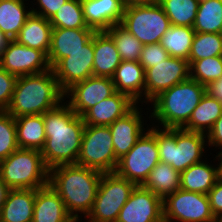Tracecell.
<instances>
[{
    "mask_svg": "<svg viewBox=\"0 0 222 222\" xmlns=\"http://www.w3.org/2000/svg\"><path fill=\"white\" fill-rule=\"evenodd\" d=\"M65 103L43 114L46 141L41 155L49 170L76 164L81 148L85 123Z\"/></svg>",
    "mask_w": 222,
    "mask_h": 222,
    "instance_id": "1",
    "label": "cell"
},
{
    "mask_svg": "<svg viewBox=\"0 0 222 222\" xmlns=\"http://www.w3.org/2000/svg\"><path fill=\"white\" fill-rule=\"evenodd\" d=\"M102 172L77 164L60 165L49 170V185L63 200L67 212L86 218L97 196Z\"/></svg>",
    "mask_w": 222,
    "mask_h": 222,
    "instance_id": "2",
    "label": "cell"
},
{
    "mask_svg": "<svg viewBox=\"0 0 222 222\" xmlns=\"http://www.w3.org/2000/svg\"><path fill=\"white\" fill-rule=\"evenodd\" d=\"M52 69L18 77L7 112L14 118L44 114L66 99Z\"/></svg>",
    "mask_w": 222,
    "mask_h": 222,
    "instance_id": "3",
    "label": "cell"
},
{
    "mask_svg": "<svg viewBox=\"0 0 222 222\" xmlns=\"http://www.w3.org/2000/svg\"><path fill=\"white\" fill-rule=\"evenodd\" d=\"M205 94L206 86L189 78L157 96L150 117L165 129L183 128Z\"/></svg>",
    "mask_w": 222,
    "mask_h": 222,
    "instance_id": "4",
    "label": "cell"
},
{
    "mask_svg": "<svg viewBox=\"0 0 222 222\" xmlns=\"http://www.w3.org/2000/svg\"><path fill=\"white\" fill-rule=\"evenodd\" d=\"M206 134L183 128L157 129L156 143L161 162L167 163L180 173L202 161Z\"/></svg>",
    "mask_w": 222,
    "mask_h": 222,
    "instance_id": "5",
    "label": "cell"
},
{
    "mask_svg": "<svg viewBox=\"0 0 222 222\" xmlns=\"http://www.w3.org/2000/svg\"><path fill=\"white\" fill-rule=\"evenodd\" d=\"M0 177L10 189H40L49 185V169L41 151L18 148L0 161Z\"/></svg>",
    "mask_w": 222,
    "mask_h": 222,
    "instance_id": "6",
    "label": "cell"
},
{
    "mask_svg": "<svg viewBox=\"0 0 222 222\" xmlns=\"http://www.w3.org/2000/svg\"><path fill=\"white\" fill-rule=\"evenodd\" d=\"M120 24L143 45L159 43L164 32L171 26L158 2L127 4Z\"/></svg>",
    "mask_w": 222,
    "mask_h": 222,
    "instance_id": "7",
    "label": "cell"
},
{
    "mask_svg": "<svg viewBox=\"0 0 222 222\" xmlns=\"http://www.w3.org/2000/svg\"><path fill=\"white\" fill-rule=\"evenodd\" d=\"M135 187L134 182L116 172L103 173L92 209L86 216L88 222H116Z\"/></svg>",
    "mask_w": 222,
    "mask_h": 222,
    "instance_id": "8",
    "label": "cell"
},
{
    "mask_svg": "<svg viewBox=\"0 0 222 222\" xmlns=\"http://www.w3.org/2000/svg\"><path fill=\"white\" fill-rule=\"evenodd\" d=\"M118 162L109 126L85 125L76 164L108 173L115 172Z\"/></svg>",
    "mask_w": 222,
    "mask_h": 222,
    "instance_id": "9",
    "label": "cell"
},
{
    "mask_svg": "<svg viewBox=\"0 0 222 222\" xmlns=\"http://www.w3.org/2000/svg\"><path fill=\"white\" fill-rule=\"evenodd\" d=\"M156 127L148 128L133 148L119 159L115 172L136 185H142L149 173L160 162L156 143Z\"/></svg>",
    "mask_w": 222,
    "mask_h": 222,
    "instance_id": "10",
    "label": "cell"
},
{
    "mask_svg": "<svg viewBox=\"0 0 222 222\" xmlns=\"http://www.w3.org/2000/svg\"><path fill=\"white\" fill-rule=\"evenodd\" d=\"M164 222H215L207 194L179 189L163 199Z\"/></svg>",
    "mask_w": 222,
    "mask_h": 222,
    "instance_id": "11",
    "label": "cell"
},
{
    "mask_svg": "<svg viewBox=\"0 0 222 222\" xmlns=\"http://www.w3.org/2000/svg\"><path fill=\"white\" fill-rule=\"evenodd\" d=\"M189 78V61L169 56L165 62H159L145 71L144 103L152 102L162 92Z\"/></svg>",
    "mask_w": 222,
    "mask_h": 222,
    "instance_id": "12",
    "label": "cell"
},
{
    "mask_svg": "<svg viewBox=\"0 0 222 222\" xmlns=\"http://www.w3.org/2000/svg\"><path fill=\"white\" fill-rule=\"evenodd\" d=\"M0 66L16 77L39 74L51 69L47 56L37 49L10 40L0 56Z\"/></svg>",
    "mask_w": 222,
    "mask_h": 222,
    "instance_id": "13",
    "label": "cell"
},
{
    "mask_svg": "<svg viewBox=\"0 0 222 222\" xmlns=\"http://www.w3.org/2000/svg\"><path fill=\"white\" fill-rule=\"evenodd\" d=\"M94 35L82 49L69 53L53 68L61 90L65 93L74 84L93 76Z\"/></svg>",
    "mask_w": 222,
    "mask_h": 222,
    "instance_id": "14",
    "label": "cell"
},
{
    "mask_svg": "<svg viewBox=\"0 0 222 222\" xmlns=\"http://www.w3.org/2000/svg\"><path fill=\"white\" fill-rule=\"evenodd\" d=\"M115 92L112 78L91 76L74 84L65 92L64 96L69 98L67 104L70 108L82 117L90 108Z\"/></svg>",
    "mask_w": 222,
    "mask_h": 222,
    "instance_id": "15",
    "label": "cell"
},
{
    "mask_svg": "<svg viewBox=\"0 0 222 222\" xmlns=\"http://www.w3.org/2000/svg\"><path fill=\"white\" fill-rule=\"evenodd\" d=\"M116 222H164L163 199L142 185H136Z\"/></svg>",
    "mask_w": 222,
    "mask_h": 222,
    "instance_id": "16",
    "label": "cell"
},
{
    "mask_svg": "<svg viewBox=\"0 0 222 222\" xmlns=\"http://www.w3.org/2000/svg\"><path fill=\"white\" fill-rule=\"evenodd\" d=\"M141 109L143 108H139L136 104L128 113L109 125L113 138L114 154L118 160L133 148L145 132Z\"/></svg>",
    "mask_w": 222,
    "mask_h": 222,
    "instance_id": "17",
    "label": "cell"
},
{
    "mask_svg": "<svg viewBox=\"0 0 222 222\" xmlns=\"http://www.w3.org/2000/svg\"><path fill=\"white\" fill-rule=\"evenodd\" d=\"M88 27L96 32L120 24L126 3L124 0H80Z\"/></svg>",
    "mask_w": 222,
    "mask_h": 222,
    "instance_id": "18",
    "label": "cell"
},
{
    "mask_svg": "<svg viewBox=\"0 0 222 222\" xmlns=\"http://www.w3.org/2000/svg\"><path fill=\"white\" fill-rule=\"evenodd\" d=\"M136 104L128 95L116 91L90 108L82 118L85 125L109 126L128 113Z\"/></svg>",
    "mask_w": 222,
    "mask_h": 222,
    "instance_id": "19",
    "label": "cell"
},
{
    "mask_svg": "<svg viewBox=\"0 0 222 222\" xmlns=\"http://www.w3.org/2000/svg\"><path fill=\"white\" fill-rule=\"evenodd\" d=\"M94 29L53 28L51 47L47 55L51 69L69 53L82 49L95 34Z\"/></svg>",
    "mask_w": 222,
    "mask_h": 222,
    "instance_id": "20",
    "label": "cell"
},
{
    "mask_svg": "<svg viewBox=\"0 0 222 222\" xmlns=\"http://www.w3.org/2000/svg\"><path fill=\"white\" fill-rule=\"evenodd\" d=\"M115 90L137 104L145 97V70L139 62L122 61L112 77Z\"/></svg>",
    "mask_w": 222,
    "mask_h": 222,
    "instance_id": "21",
    "label": "cell"
},
{
    "mask_svg": "<svg viewBox=\"0 0 222 222\" xmlns=\"http://www.w3.org/2000/svg\"><path fill=\"white\" fill-rule=\"evenodd\" d=\"M70 217L63 200L50 185L36 189L32 222H66Z\"/></svg>",
    "mask_w": 222,
    "mask_h": 222,
    "instance_id": "22",
    "label": "cell"
},
{
    "mask_svg": "<svg viewBox=\"0 0 222 222\" xmlns=\"http://www.w3.org/2000/svg\"><path fill=\"white\" fill-rule=\"evenodd\" d=\"M36 189H10L0 222H32Z\"/></svg>",
    "mask_w": 222,
    "mask_h": 222,
    "instance_id": "23",
    "label": "cell"
},
{
    "mask_svg": "<svg viewBox=\"0 0 222 222\" xmlns=\"http://www.w3.org/2000/svg\"><path fill=\"white\" fill-rule=\"evenodd\" d=\"M121 62L112 38L105 31L95 32L93 76L112 78Z\"/></svg>",
    "mask_w": 222,
    "mask_h": 222,
    "instance_id": "24",
    "label": "cell"
},
{
    "mask_svg": "<svg viewBox=\"0 0 222 222\" xmlns=\"http://www.w3.org/2000/svg\"><path fill=\"white\" fill-rule=\"evenodd\" d=\"M52 30L48 19L32 13L14 40L21 45L42 51L47 56L51 47Z\"/></svg>",
    "mask_w": 222,
    "mask_h": 222,
    "instance_id": "25",
    "label": "cell"
},
{
    "mask_svg": "<svg viewBox=\"0 0 222 222\" xmlns=\"http://www.w3.org/2000/svg\"><path fill=\"white\" fill-rule=\"evenodd\" d=\"M217 180L218 167L202 160L180 173V189L208 194Z\"/></svg>",
    "mask_w": 222,
    "mask_h": 222,
    "instance_id": "26",
    "label": "cell"
},
{
    "mask_svg": "<svg viewBox=\"0 0 222 222\" xmlns=\"http://www.w3.org/2000/svg\"><path fill=\"white\" fill-rule=\"evenodd\" d=\"M15 125L19 148L43 149L46 141L43 114L16 117Z\"/></svg>",
    "mask_w": 222,
    "mask_h": 222,
    "instance_id": "27",
    "label": "cell"
},
{
    "mask_svg": "<svg viewBox=\"0 0 222 222\" xmlns=\"http://www.w3.org/2000/svg\"><path fill=\"white\" fill-rule=\"evenodd\" d=\"M221 115L222 103L206 92L183 129L207 134Z\"/></svg>",
    "mask_w": 222,
    "mask_h": 222,
    "instance_id": "28",
    "label": "cell"
},
{
    "mask_svg": "<svg viewBox=\"0 0 222 222\" xmlns=\"http://www.w3.org/2000/svg\"><path fill=\"white\" fill-rule=\"evenodd\" d=\"M24 0H0V30L14 40L26 23L32 11L26 8ZM26 7V8H25Z\"/></svg>",
    "mask_w": 222,
    "mask_h": 222,
    "instance_id": "29",
    "label": "cell"
},
{
    "mask_svg": "<svg viewBox=\"0 0 222 222\" xmlns=\"http://www.w3.org/2000/svg\"><path fill=\"white\" fill-rule=\"evenodd\" d=\"M142 186L164 199L180 189V172L160 161L149 173Z\"/></svg>",
    "mask_w": 222,
    "mask_h": 222,
    "instance_id": "30",
    "label": "cell"
},
{
    "mask_svg": "<svg viewBox=\"0 0 222 222\" xmlns=\"http://www.w3.org/2000/svg\"><path fill=\"white\" fill-rule=\"evenodd\" d=\"M195 31L189 26L171 25L161 38V45L169 56L188 60Z\"/></svg>",
    "mask_w": 222,
    "mask_h": 222,
    "instance_id": "31",
    "label": "cell"
},
{
    "mask_svg": "<svg viewBox=\"0 0 222 222\" xmlns=\"http://www.w3.org/2000/svg\"><path fill=\"white\" fill-rule=\"evenodd\" d=\"M192 28L195 32L222 34V0H200Z\"/></svg>",
    "mask_w": 222,
    "mask_h": 222,
    "instance_id": "32",
    "label": "cell"
},
{
    "mask_svg": "<svg viewBox=\"0 0 222 222\" xmlns=\"http://www.w3.org/2000/svg\"><path fill=\"white\" fill-rule=\"evenodd\" d=\"M200 0H159L173 26L193 27Z\"/></svg>",
    "mask_w": 222,
    "mask_h": 222,
    "instance_id": "33",
    "label": "cell"
},
{
    "mask_svg": "<svg viewBox=\"0 0 222 222\" xmlns=\"http://www.w3.org/2000/svg\"><path fill=\"white\" fill-rule=\"evenodd\" d=\"M105 32L114 41L122 61H139L144 45L126 28L121 24H116Z\"/></svg>",
    "mask_w": 222,
    "mask_h": 222,
    "instance_id": "34",
    "label": "cell"
},
{
    "mask_svg": "<svg viewBox=\"0 0 222 222\" xmlns=\"http://www.w3.org/2000/svg\"><path fill=\"white\" fill-rule=\"evenodd\" d=\"M49 21L53 28L92 29L86 24L80 0H69Z\"/></svg>",
    "mask_w": 222,
    "mask_h": 222,
    "instance_id": "35",
    "label": "cell"
},
{
    "mask_svg": "<svg viewBox=\"0 0 222 222\" xmlns=\"http://www.w3.org/2000/svg\"><path fill=\"white\" fill-rule=\"evenodd\" d=\"M214 56H222V34L196 32L188 57L189 64Z\"/></svg>",
    "mask_w": 222,
    "mask_h": 222,
    "instance_id": "36",
    "label": "cell"
},
{
    "mask_svg": "<svg viewBox=\"0 0 222 222\" xmlns=\"http://www.w3.org/2000/svg\"><path fill=\"white\" fill-rule=\"evenodd\" d=\"M190 78L206 87L222 78V56L195 60L190 65Z\"/></svg>",
    "mask_w": 222,
    "mask_h": 222,
    "instance_id": "37",
    "label": "cell"
},
{
    "mask_svg": "<svg viewBox=\"0 0 222 222\" xmlns=\"http://www.w3.org/2000/svg\"><path fill=\"white\" fill-rule=\"evenodd\" d=\"M18 148L15 118L7 111H0V161Z\"/></svg>",
    "mask_w": 222,
    "mask_h": 222,
    "instance_id": "38",
    "label": "cell"
},
{
    "mask_svg": "<svg viewBox=\"0 0 222 222\" xmlns=\"http://www.w3.org/2000/svg\"><path fill=\"white\" fill-rule=\"evenodd\" d=\"M169 54L161 43L145 44L141 51L139 63L146 71L148 68L156 66L159 62H165Z\"/></svg>",
    "mask_w": 222,
    "mask_h": 222,
    "instance_id": "39",
    "label": "cell"
},
{
    "mask_svg": "<svg viewBox=\"0 0 222 222\" xmlns=\"http://www.w3.org/2000/svg\"><path fill=\"white\" fill-rule=\"evenodd\" d=\"M17 79L0 66V111H6L9 107Z\"/></svg>",
    "mask_w": 222,
    "mask_h": 222,
    "instance_id": "40",
    "label": "cell"
},
{
    "mask_svg": "<svg viewBox=\"0 0 222 222\" xmlns=\"http://www.w3.org/2000/svg\"><path fill=\"white\" fill-rule=\"evenodd\" d=\"M69 0H37V4H38V11L37 8L34 9L30 7V9H32V13L42 16L45 19L50 20L56 13L57 11L65 4L67 3Z\"/></svg>",
    "mask_w": 222,
    "mask_h": 222,
    "instance_id": "41",
    "label": "cell"
},
{
    "mask_svg": "<svg viewBox=\"0 0 222 222\" xmlns=\"http://www.w3.org/2000/svg\"><path fill=\"white\" fill-rule=\"evenodd\" d=\"M212 214H222V179L218 178L214 187L207 194Z\"/></svg>",
    "mask_w": 222,
    "mask_h": 222,
    "instance_id": "42",
    "label": "cell"
},
{
    "mask_svg": "<svg viewBox=\"0 0 222 222\" xmlns=\"http://www.w3.org/2000/svg\"><path fill=\"white\" fill-rule=\"evenodd\" d=\"M208 146L219 147L222 150V115L213 124L212 128L206 134Z\"/></svg>",
    "mask_w": 222,
    "mask_h": 222,
    "instance_id": "43",
    "label": "cell"
},
{
    "mask_svg": "<svg viewBox=\"0 0 222 222\" xmlns=\"http://www.w3.org/2000/svg\"><path fill=\"white\" fill-rule=\"evenodd\" d=\"M206 92L222 103V78L209 84L206 87Z\"/></svg>",
    "mask_w": 222,
    "mask_h": 222,
    "instance_id": "44",
    "label": "cell"
},
{
    "mask_svg": "<svg viewBox=\"0 0 222 222\" xmlns=\"http://www.w3.org/2000/svg\"><path fill=\"white\" fill-rule=\"evenodd\" d=\"M9 190L10 188L6 185V183L0 177V213L6 201Z\"/></svg>",
    "mask_w": 222,
    "mask_h": 222,
    "instance_id": "45",
    "label": "cell"
},
{
    "mask_svg": "<svg viewBox=\"0 0 222 222\" xmlns=\"http://www.w3.org/2000/svg\"><path fill=\"white\" fill-rule=\"evenodd\" d=\"M10 39L0 30V56Z\"/></svg>",
    "mask_w": 222,
    "mask_h": 222,
    "instance_id": "46",
    "label": "cell"
},
{
    "mask_svg": "<svg viewBox=\"0 0 222 222\" xmlns=\"http://www.w3.org/2000/svg\"><path fill=\"white\" fill-rule=\"evenodd\" d=\"M215 158L218 159V161H221H219V165L217 164L216 166L218 167V178L222 179V151H219L218 155H216Z\"/></svg>",
    "mask_w": 222,
    "mask_h": 222,
    "instance_id": "47",
    "label": "cell"
},
{
    "mask_svg": "<svg viewBox=\"0 0 222 222\" xmlns=\"http://www.w3.org/2000/svg\"><path fill=\"white\" fill-rule=\"evenodd\" d=\"M126 5L127 4H134V3H156L159 0H124Z\"/></svg>",
    "mask_w": 222,
    "mask_h": 222,
    "instance_id": "48",
    "label": "cell"
},
{
    "mask_svg": "<svg viewBox=\"0 0 222 222\" xmlns=\"http://www.w3.org/2000/svg\"><path fill=\"white\" fill-rule=\"evenodd\" d=\"M79 218H80V216H78V217L72 216L66 222H78V220H80Z\"/></svg>",
    "mask_w": 222,
    "mask_h": 222,
    "instance_id": "49",
    "label": "cell"
},
{
    "mask_svg": "<svg viewBox=\"0 0 222 222\" xmlns=\"http://www.w3.org/2000/svg\"><path fill=\"white\" fill-rule=\"evenodd\" d=\"M215 222H222V214L215 217Z\"/></svg>",
    "mask_w": 222,
    "mask_h": 222,
    "instance_id": "50",
    "label": "cell"
}]
</instances>
